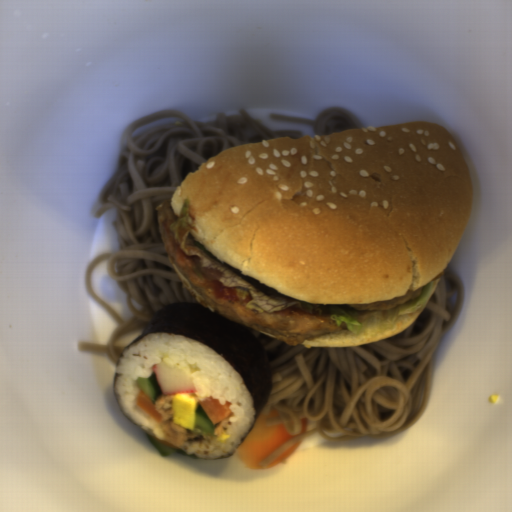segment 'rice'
<instances>
[{"mask_svg":"<svg viewBox=\"0 0 512 512\" xmlns=\"http://www.w3.org/2000/svg\"><path fill=\"white\" fill-rule=\"evenodd\" d=\"M162 360L191 375L199 402L212 395L221 405L225 400L232 403V416L217 424L213 437L196 426L192 433L173 424L172 396L162 394L156 401V411L162 415L158 423L136 405L140 389L133 380L150 377L153 365ZM115 372H121L114 384L119 408L149 435L175 445L187 456L227 457L254 422V401L242 375L198 340L180 334L150 333L126 348ZM224 431L231 435L226 444L216 441L217 434Z\"/></svg>","mask_w":512,"mask_h":512,"instance_id":"rice-1","label":"rice"}]
</instances>
